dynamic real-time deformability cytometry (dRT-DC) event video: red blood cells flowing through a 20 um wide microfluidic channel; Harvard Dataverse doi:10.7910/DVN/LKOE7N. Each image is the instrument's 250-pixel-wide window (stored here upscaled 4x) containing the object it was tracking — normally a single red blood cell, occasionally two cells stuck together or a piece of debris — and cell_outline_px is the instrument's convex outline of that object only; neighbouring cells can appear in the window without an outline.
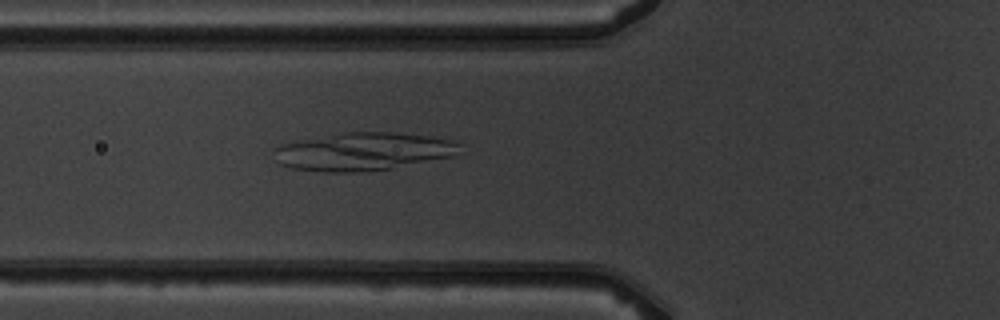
{"species": "common noctule bat (a hibernating species)", "species_latin": "Nyctalus noctula", "temperature_condition": "warm", "stored_images_in_passage": 5, "camera_frame_rate_fps": 3000, "um_per_image_px": 0.085, "animal": {"sex": "male", "body_mass_g": 19.5, "forearm_length_mm": 54.6}, "frame": {"image": 1, "passage_image": 5, "time_ms": 4.667, "image_size_px": [1000, 320], "cell_outline_px": [[464, 144], [456, 156], [392, 168], [364, 172], [324, 172], [292, 168], [280, 164], [276, 160], [272, 148], [280, 144], [344, 132], [392, 132], [428, 136], [452, 140]], "centroid_in_image_um": [30.9, 12.88], "position_along_channel_um": 94.9, "area_um2": 41.38}}